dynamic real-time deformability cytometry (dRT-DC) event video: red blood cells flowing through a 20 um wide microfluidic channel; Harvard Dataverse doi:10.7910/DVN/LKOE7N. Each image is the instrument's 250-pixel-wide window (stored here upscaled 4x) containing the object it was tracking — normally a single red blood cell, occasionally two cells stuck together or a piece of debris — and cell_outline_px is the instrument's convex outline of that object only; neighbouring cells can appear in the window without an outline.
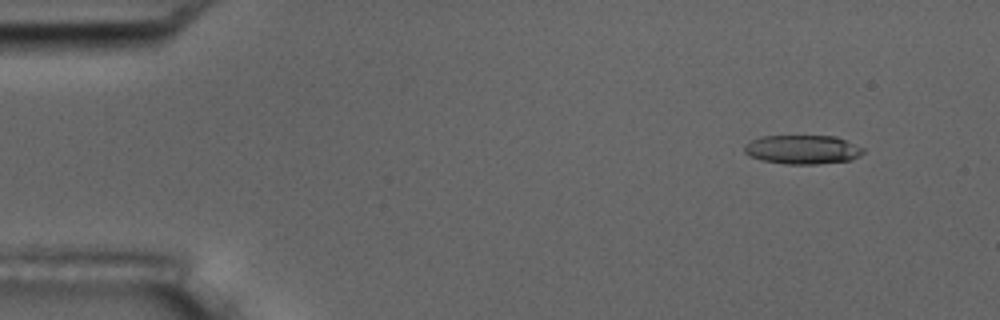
{"species": "common noctule bat (a hibernating species)", "species_latin": "Nyctalus noctula", "temperature_condition": "room temperature", "stored_images_in_passage": 6, "camera_frame_rate_fps": 3000, "um_per_image_px": 0.085, "animal": {"sex": "male", "body_mass_g": 17.5, "forearm_length_mm": 52.3}, "frame": {"image": 1, "passage_image": 2, "time_ms": 1.333, "image_size_px": [1000, 320], "cell_outline_px": [[864, 152], [860, 156], [852, 160], [816, 164], [784, 164], [760, 160], [748, 156], [744, 152], [744, 144], [760, 136], [836, 136], [864, 148]], "centroid_in_image_um": [68.2, 12.72], "position_along_channel_um": 16.8, "area_um2": 20.29}}
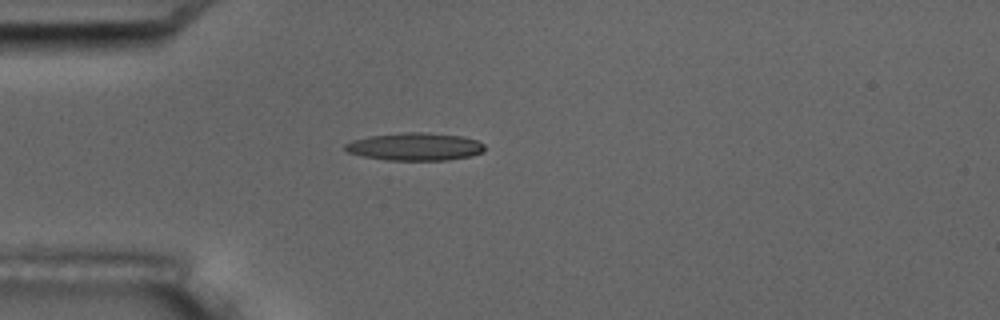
{"frame": {"image": 2, "passage_image": 5, "time_ms": 4.667, "image_size_px": [1000, 320], "cell_outline_px": [[484, 152], [472, 156], [448, 160], [384, 160], [364, 156], [348, 152], [344, 148], [344, 144], [352, 140], [368, 136], [404, 132], [424, 132], [460, 136], [476, 140], [484, 144]], "centroid_in_image_um": [35.27, 12.47], "position_along_channel_um": 49.7, "area_um2": 22.6}}